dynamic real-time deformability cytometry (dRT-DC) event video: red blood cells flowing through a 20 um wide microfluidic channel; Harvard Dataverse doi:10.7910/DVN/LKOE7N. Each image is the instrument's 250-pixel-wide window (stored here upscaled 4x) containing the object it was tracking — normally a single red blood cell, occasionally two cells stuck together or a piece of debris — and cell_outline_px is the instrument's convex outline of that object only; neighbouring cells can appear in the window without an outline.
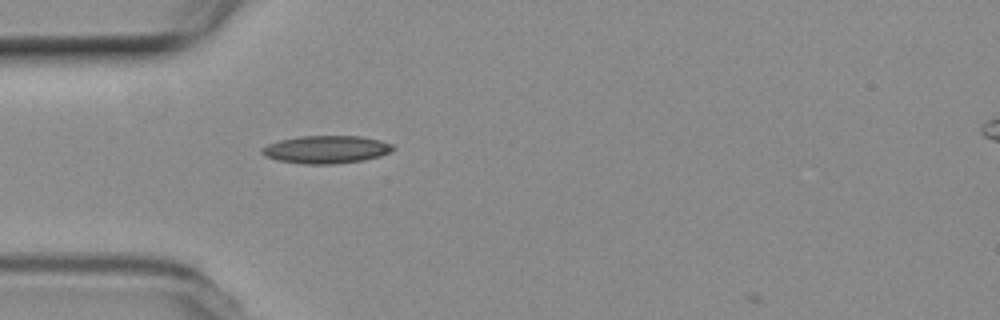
{"species": "common noctule bat (a hibernating species)", "species_latin": "Nyctalus noctula", "temperature_condition": "room temperature", "stored_images_in_passage": 2, "camera_frame_rate_fps": 3000, "um_per_image_px": 0.085, "animal": {"sex": "female", "body_mass_g": 19.3, "forearm_length_mm": 54.1}, "frame": {"image": 1, "passage_image": 1, "time_ms": 0.0, "image_size_px": [1000, 320], "cell_outline_px": [[396, 148], [380, 156], [364, 160], [332, 164], [304, 164], [276, 160], [264, 156], [260, 152], [260, 148], [268, 144], [280, 140], [300, 136], [360, 136], [380, 140], [392, 144]], "centroid_in_image_um": [27.7, 12.71], "position_along_channel_um": 57.3, "area_um2": 21.27}}